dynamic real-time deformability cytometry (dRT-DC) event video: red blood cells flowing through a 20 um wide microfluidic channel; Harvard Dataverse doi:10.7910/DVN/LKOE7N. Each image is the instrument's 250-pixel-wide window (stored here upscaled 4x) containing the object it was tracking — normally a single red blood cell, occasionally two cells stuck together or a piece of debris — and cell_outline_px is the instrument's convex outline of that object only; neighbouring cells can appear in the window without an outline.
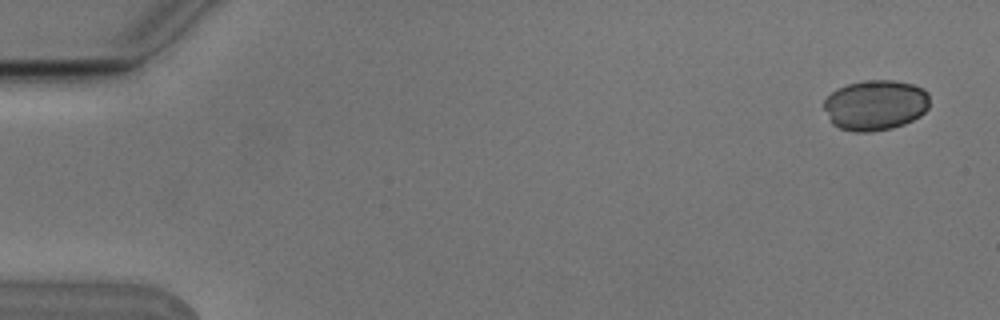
{"species": "Egyptian fruit bat (a non-hibernating species)", "species_latin": "Rousettus aegyptiacus", "temperature_condition": "cold", "stored_images_in_passage": 3, "camera_frame_rate_fps": 3000, "um_per_image_px": 0.085, "animal": {"sex": "male"}, "frame": {"image": 1, "passage_image": 1, "time_ms": 0.0, "image_size_px": [1000, 320], "cell_outline_px": [[928, 108], [920, 116], [904, 124], [892, 128], [872, 132], [856, 132], [840, 128], [832, 124], [824, 108], [824, 100], [836, 88], [848, 84], [864, 80], [892, 80], [912, 84], [924, 88], [928, 92]], "centroid_in_image_um": [74.4, 8.93], "position_along_channel_um": 10.6, "area_um2": 31.15}}